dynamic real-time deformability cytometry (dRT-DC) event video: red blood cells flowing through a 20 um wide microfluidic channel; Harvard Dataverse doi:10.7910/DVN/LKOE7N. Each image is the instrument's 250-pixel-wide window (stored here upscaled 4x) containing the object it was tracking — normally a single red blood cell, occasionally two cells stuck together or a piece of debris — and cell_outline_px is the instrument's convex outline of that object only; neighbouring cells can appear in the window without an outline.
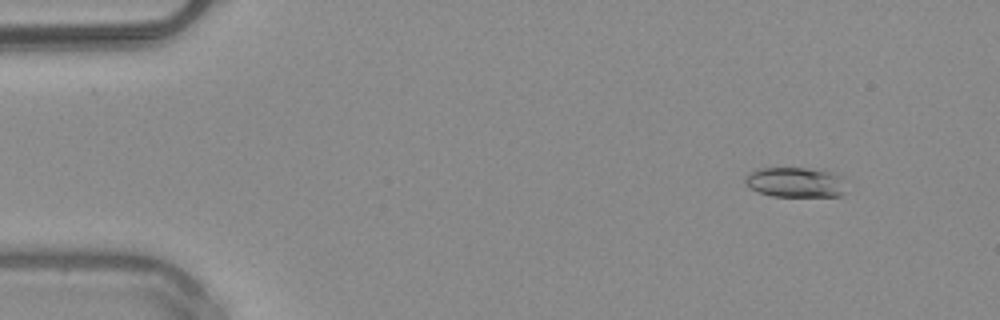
{"species": "common noctule bat (a hibernating species)", "species_latin": "Nyctalus noctula", "temperature_condition": "warm", "stored_images_in_passage": 51, "camera_frame_rate_fps": 3000, "um_per_image_px": 0.085, "animal": {"sex": "male", "body_mass_g": 20.4}, "frame": {"image": 1, "passage_image": 6, "time_ms": 1.667, "image_size_px": [1000, 320], "cell_outline_px": [[844, 192], [840, 196], [772, 196], [756, 192], [744, 184], [744, 176], [756, 168], [804, 168], [832, 172], [840, 176], [844, 180]], "centroid_in_image_um": [67.55, 15.49], "position_along_channel_um": 17.5, "area_um2": 17.86}}
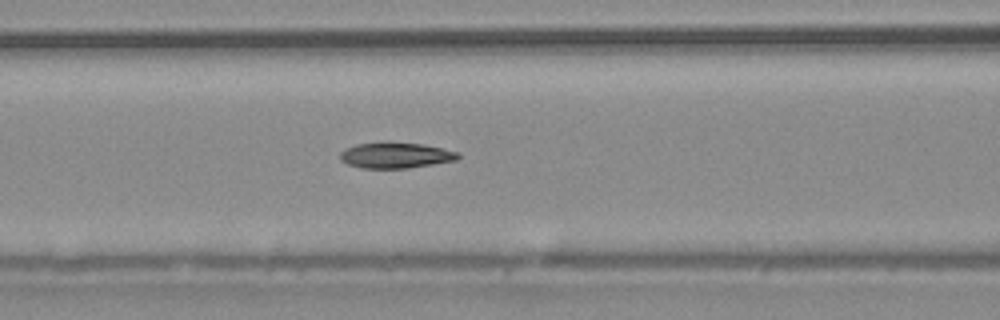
{"frame": {"image": 2, "passage_image": 22, "time_ms": 7.0, "image_size_px": [1000, 320], "cell_outline_px": [[460, 156], [456, 160], [408, 168], [364, 168], [348, 164], [340, 160], [340, 152], [344, 148], [356, 144], [384, 140], [424, 144], [460, 152]], "centroid_in_image_um": [33.6, 13.16], "position_along_channel_um": 133.0, "area_um2": 18.15}}
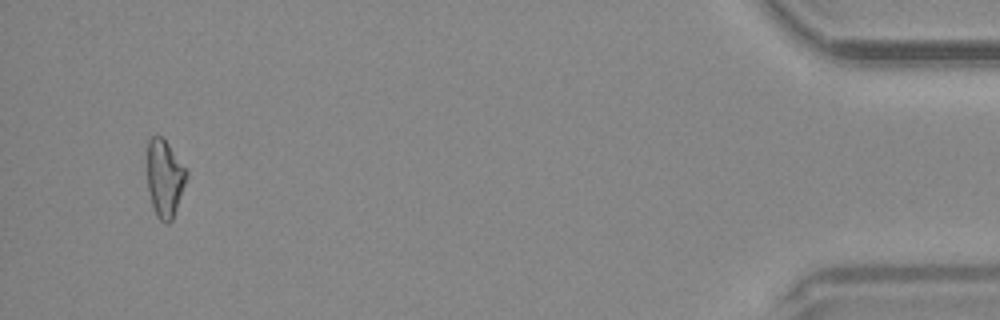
{"frame": {"image": 3, "passage_image": 49, "time_ms": 16.0, "image_size_px": [1000, 320], "cell_outline_px": [[188, 176], [172, 220], [168, 224], [164, 224], [156, 216], [148, 192], [148, 140], [152, 136], [164, 136], [188, 172]], "centroid_in_image_um": [14.0, 15.15], "position_along_channel_um": 421.2, "area_um2": 17.8}, "authors_computed_cell_mechanics": {"area_um2": 17.8024, "velocity_mm_per_s": 4.0755, "shape_relaxation_time_tau1_ms": 5.799, "shape_relaxation_time_tau2_ms": 8.8136, "deformation_change_tau1": 0.1675, "deformation_change_tau2": 0.154}}